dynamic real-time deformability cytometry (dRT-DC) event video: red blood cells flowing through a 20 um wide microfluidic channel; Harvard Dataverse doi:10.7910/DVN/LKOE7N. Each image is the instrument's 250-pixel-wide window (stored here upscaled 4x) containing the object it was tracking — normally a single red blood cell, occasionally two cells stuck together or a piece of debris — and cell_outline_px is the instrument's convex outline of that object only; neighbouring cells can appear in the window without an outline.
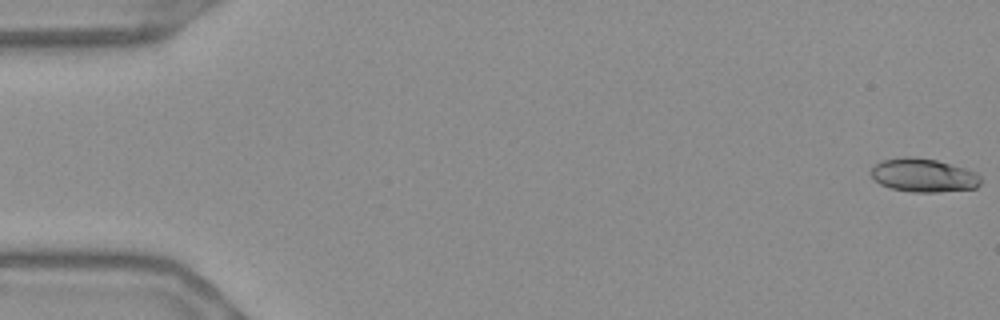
{"species": "Egyptian fruit bat (a non-hibernating species)", "species_latin": "Rousettus aegyptiacus", "temperature_condition": "warm", "stored_images_in_passage": 56, "camera_frame_rate_fps": 3000, "um_per_image_px": 0.085, "frame": {"image": 1, "passage_image": 1, "time_ms": 0.0, "image_size_px": [1000, 320], "cell_outline_px": [[980, 184], [976, 188], [940, 192], [912, 192], [892, 188], [880, 184], [868, 172], [880, 160], [904, 156], [912, 156], [936, 160], [964, 168], [976, 172], [980, 176]], "centroid_in_image_um": [78.48, 14.89], "position_along_channel_um": 6.5, "area_um2": 21.5}}
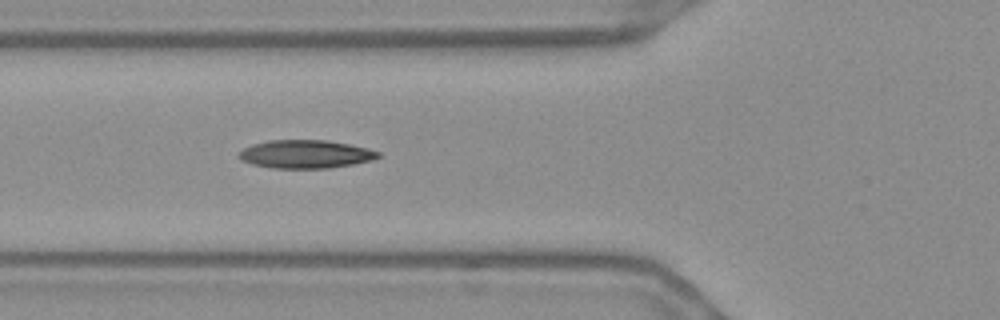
{"frame": {"image": 2, "passage_image": 21, "time_ms": 6.667, "image_size_px": [1000, 320], "cell_outline_px": [[380, 156], [372, 160], [352, 164], [328, 168], [272, 168], [252, 164], [240, 160], [236, 156], [244, 148], [252, 144], [268, 140], [328, 140], [368, 148], [380, 152]], "centroid_in_image_um": [25.94, 13.1], "position_along_channel_um": 99.9, "area_um2": 22.95}}
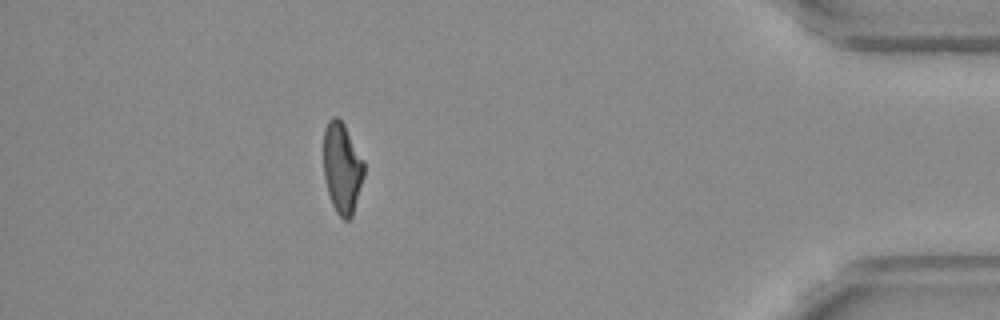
{"frame": {"image": 3, "passage_image": 50, "time_ms": 16.333, "image_size_px": [1000, 320], "cell_outline_px": [[364, 176], [352, 216], [348, 220], [344, 220], [336, 212], [332, 204], [324, 180], [324, 128], [328, 120], [332, 116], [336, 116], [344, 124], [364, 160]], "centroid_in_image_um": [29.07, 14.27], "position_along_channel_um": 406.1, "area_um2": 21.44}, "authors_computed_cell_mechanics": {"area_um2": 21.964, "velocity_mm_per_s": 3.683, "shape_relaxation_time_tau1_ms": null, "shape_relaxation_time_tau2_ms": 2.4365, "deformation_change_tau1": null, "deformation_change_tau2": 0.0954}}